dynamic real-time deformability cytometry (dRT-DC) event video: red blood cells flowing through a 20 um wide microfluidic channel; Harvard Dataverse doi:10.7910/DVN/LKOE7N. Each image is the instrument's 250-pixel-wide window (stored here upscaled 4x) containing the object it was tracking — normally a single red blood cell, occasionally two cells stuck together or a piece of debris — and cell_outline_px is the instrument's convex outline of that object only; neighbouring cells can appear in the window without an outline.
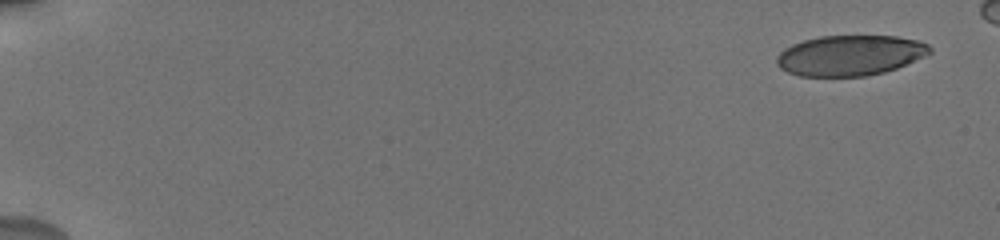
{"species": "human", "species_latin": "Homo sapiens", "temperature_condition": "cold", "stored_images_in_passage": 8, "camera_frame_rate_fps": 3000, "um_per_image_px": 0.085, "donor": {"sex": "male"}, "frame": {"image": 1, "passage_image": 1, "time_ms": 0.0, "image_size_px": [1000, 240], "cell_outline_px": [[932, 52], [924, 56], [896, 68], [884, 72], [864, 76], [800, 76], [788, 72], [780, 68], [776, 64], [776, 56], [784, 48], [792, 44], [804, 40], [820, 36], [896, 36], [916, 40], [928, 44], [932, 48]], "centroid_in_image_um": [72.23, 4.7], "position_along_channel_um": 12.8, "area_um2": 36.01}}